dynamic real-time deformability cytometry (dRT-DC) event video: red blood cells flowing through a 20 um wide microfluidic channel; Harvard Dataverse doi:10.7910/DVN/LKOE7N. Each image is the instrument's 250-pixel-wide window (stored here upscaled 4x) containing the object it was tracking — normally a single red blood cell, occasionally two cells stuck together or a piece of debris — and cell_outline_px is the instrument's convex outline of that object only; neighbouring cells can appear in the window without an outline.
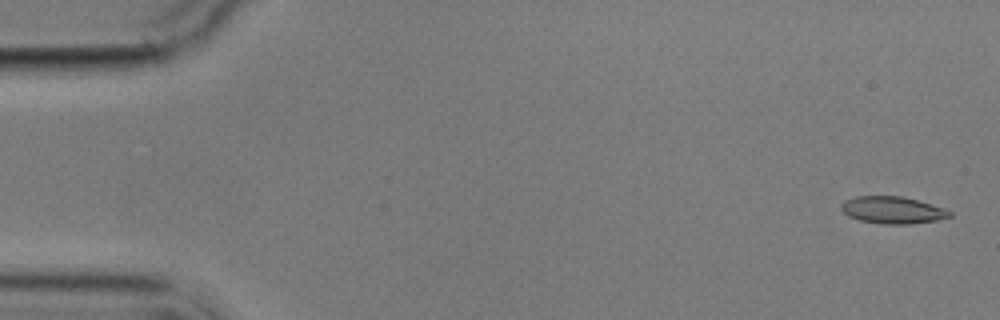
{"species": "common noctule bat (a hibernating species)", "species_latin": "Nyctalus noctula", "temperature_condition": "cold", "stored_images_in_passage": 5, "camera_frame_rate_fps": 3000, "um_per_image_px": 0.085, "animal": {"sex": "male", "body_mass_g": 17.9}, "frame": {"image": 1, "passage_image": 1, "time_ms": 0.0, "image_size_px": [1000, 320], "cell_outline_px": [[952, 216], [936, 220], [912, 224], [880, 224], [860, 220], [848, 216], [840, 208], [840, 204], [844, 200], [856, 196], [900, 196], [916, 200], [944, 208], [952, 212]], "centroid_in_image_um": [75.84, 17.86], "position_along_channel_um": 9.2, "area_um2": 17.11}}
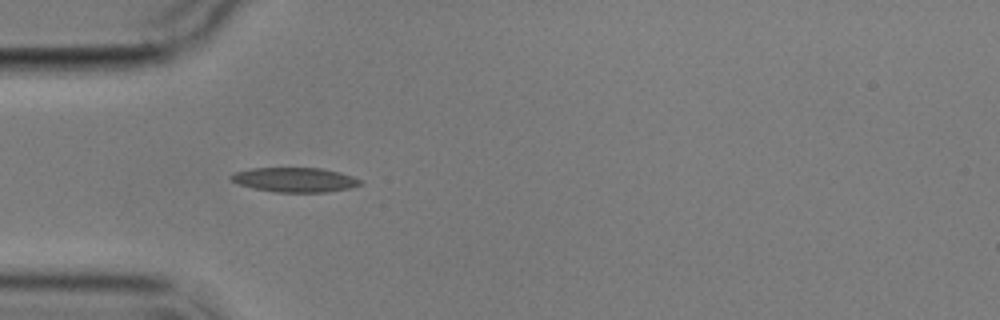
{"frame": {"image": 2, "passage_image": 5, "time_ms": 5.0, "image_size_px": [1000, 320], "cell_outline_px": [[360, 184], [348, 188], [328, 192], [276, 192], [252, 188], [240, 184], [232, 180], [228, 176], [236, 172], [252, 168], [320, 168], [340, 172], [352, 176], [360, 180]], "centroid_in_image_um": [25.04, 15.28], "position_along_channel_um": 60.0, "area_um2": 18.26}}